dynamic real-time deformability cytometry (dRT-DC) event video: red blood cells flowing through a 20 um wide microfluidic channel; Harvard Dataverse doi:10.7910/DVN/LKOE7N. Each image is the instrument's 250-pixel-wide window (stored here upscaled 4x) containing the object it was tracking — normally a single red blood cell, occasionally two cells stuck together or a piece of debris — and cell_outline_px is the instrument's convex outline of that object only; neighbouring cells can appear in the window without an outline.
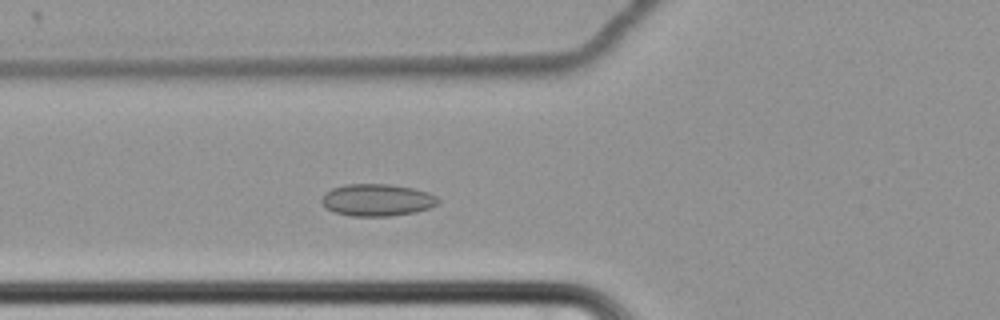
{"species": "common noctule bat (a hibernating species)", "species_latin": "Nyctalus noctula", "temperature_condition": "cold", "stored_images_in_passage": 58, "camera_frame_rate_fps": 3000, "um_per_image_px": 0.085, "animal": {"sex": "female", "body_mass_g": 22.7, "forearm_length_mm": 54.2}, "frame": {"image": 1, "passage_image": 20, "time_ms": 6.333, "image_size_px": [1000, 320], "cell_outline_px": [[440, 200], [436, 204], [428, 208], [416, 212], [388, 216], [348, 216], [324, 208], [320, 200], [332, 188], [344, 184], [388, 184], [412, 188], [428, 192], [436, 196]], "centroid_in_image_um": [32.03, 17.0], "position_along_channel_um": 93.8, "area_um2": 21.73}}
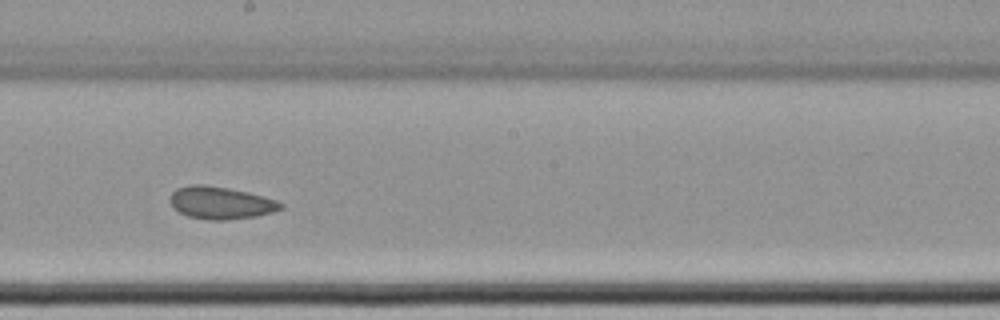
{"frame": {"image": 2, "passage_image": 32, "time_ms": 10.333, "image_size_px": [1000, 320], "cell_outline_px": [[284, 208], [272, 212], [256, 216], [228, 220], [208, 220], [188, 216], [172, 208], [168, 200], [172, 192], [176, 188], [192, 184], [204, 184], [228, 188], [248, 192], [276, 200], [284, 204]], "centroid_in_image_um": [18.73, 17.24], "position_along_channel_um": 229.5, "area_um2": 21.1}}
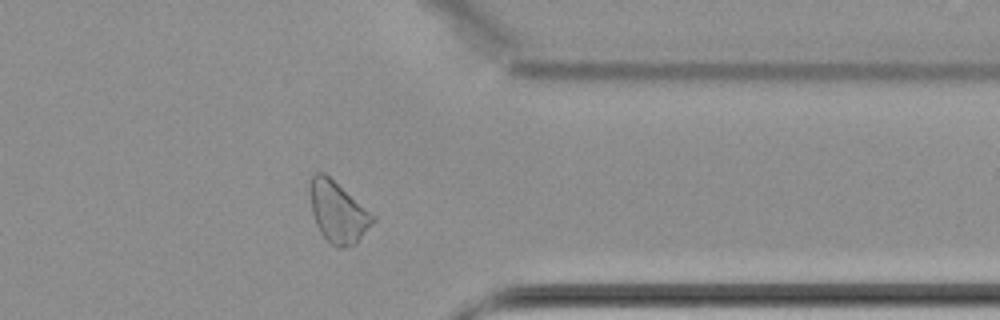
{"frame": {"image": 3, "passage_image": 46, "time_ms": 15.0, "image_size_px": [1000, 320], "cell_outline_px": [[376, 220], [356, 244], [344, 248], [336, 248], [320, 232], [316, 224], [312, 212], [308, 192], [308, 184], [312, 176], [316, 172], [324, 172], [376, 216]], "centroid_in_image_um": [28.71, 18.02], "position_along_channel_um": 382.7, "area_um2": 22.6}, "authors_computed_cell_mechanics": {"area_um2": 22.1663, "velocity_mm_per_s": 3.4026, "shape_relaxation_time_tau1_ms": null, "shape_relaxation_time_tau2_ms": 5.8023, "deformation_change_tau1": null, "deformation_change_tau2": 0.0871}}